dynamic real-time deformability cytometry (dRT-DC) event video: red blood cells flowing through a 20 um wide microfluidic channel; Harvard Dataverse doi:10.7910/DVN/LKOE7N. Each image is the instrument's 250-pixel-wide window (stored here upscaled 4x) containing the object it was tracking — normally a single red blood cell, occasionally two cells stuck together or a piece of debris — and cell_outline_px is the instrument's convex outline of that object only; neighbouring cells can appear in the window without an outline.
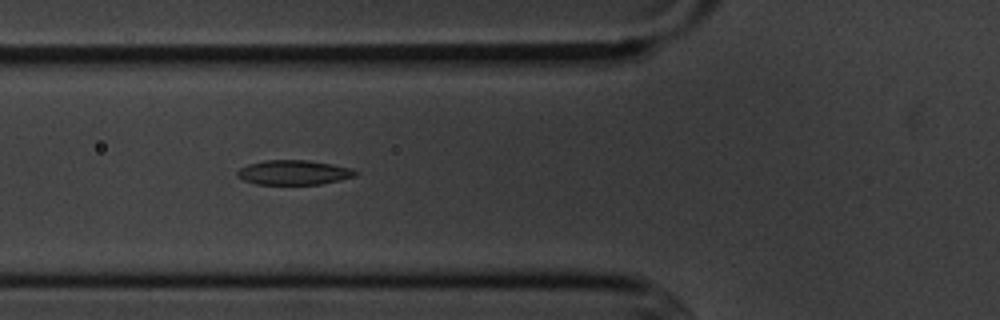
{"species": "common noctule bat (a hibernating species)", "species_latin": "Nyctalus noctula", "temperature_condition": "cold", "stored_images_in_passage": 6, "camera_frame_rate_fps": 3000, "um_per_image_px": 0.085, "animal": {"sex": "male", "body_mass_g": 20.1, "forearm_length_mm": 53.5}, "frame": {"image": 1, "passage_image": 5, "time_ms": 4.667, "image_size_px": [1000, 320], "cell_outline_px": [[360, 172], [356, 176], [340, 180], [320, 184], [256, 184], [244, 180], [236, 176], [236, 172], [240, 168], [248, 164], [264, 160], [308, 160], [332, 164], [352, 168]], "centroid_in_image_um": [24.99, 14.65], "position_along_channel_um": 100.8, "area_um2": 17.05}}
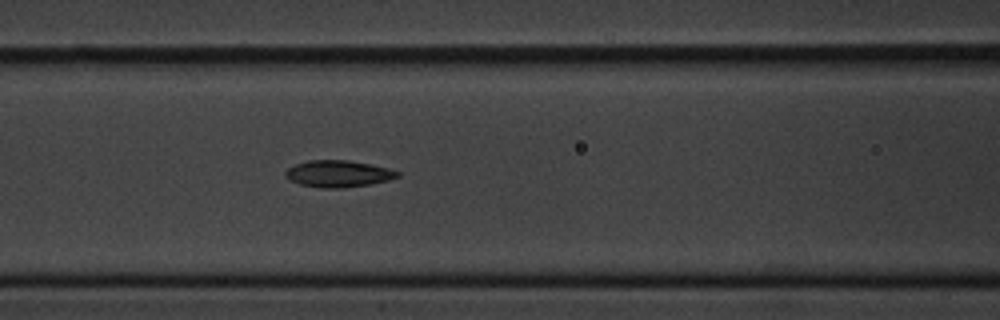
{"frame": {"image": 2, "passage_image": 6, "time_ms": 5.667, "image_size_px": [1000, 320], "cell_outline_px": [[400, 176], [388, 180], [368, 184], [344, 188], [320, 188], [300, 184], [284, 176], [284, 172], [288, 168], [296, 164], [308, 160], [348, 160], [372, 164], [388, 168], [400, 172]], "centroid_in_image_um": [28.75, 14.76], "position_along_channel_um": 137.8, "area_um2": 17.46}}